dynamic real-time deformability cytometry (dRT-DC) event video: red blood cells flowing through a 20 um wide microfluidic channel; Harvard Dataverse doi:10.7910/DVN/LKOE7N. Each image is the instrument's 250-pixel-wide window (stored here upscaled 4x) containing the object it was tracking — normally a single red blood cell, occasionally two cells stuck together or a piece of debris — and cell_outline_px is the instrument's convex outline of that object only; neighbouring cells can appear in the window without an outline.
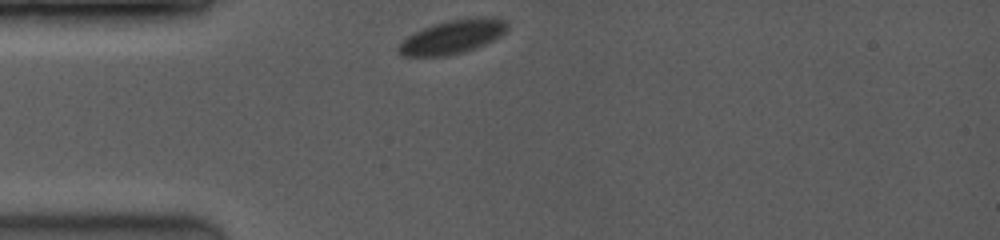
{"species": "common noctule bat (a hibernating species)", "species_latin": "Nyctalus noctula", "temperature_condition": "room temperature", "stored_images_in_passage": 45, "camera_frame_rate_fps": 3500, "um_per_image_px": 0.085, "animal": {"sex": "female", "body_mass_g": 19.0, "forearm_length_mm": 53.3}, "frame": {"image": 1, "passage_image": 1, "time_ms": 0.0, "image_size_px": [1000, 240], "cell_outline_px": [[508, 28], [500, 36], [476, 48], [464, 52], [444, 56], [404, 56], [396, 52], [396, 44], [412, 32], [432, 24], [448, 20], [472, 16], [500, 16], [508, 24]], "centroid_in_image_um": [38.44, 3.1], "position_along_channel_um": 46.6, "area_um2": 22.08}}
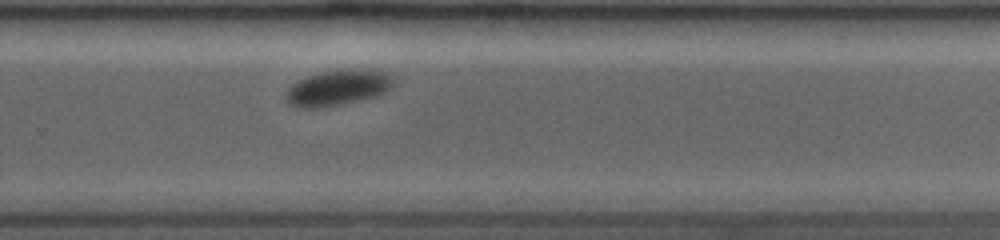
{"frame": {"image": 2, "passage_image": 31, "time_ms": 7.143, "image_size_px": [1000, 240], "cell_outline_px": [[396, 76], [392, 88], [388, 92], [380, 96], [344, 104], [320, 108], [296, 108], [288, 104], [288, 88], [292, 84], [308, 76], [320, 72], [388, 72]], "centroid_in_image_um": [28.77, 7.53], "position_along_channel_um": 301.0, "area_um2": 21.85}}
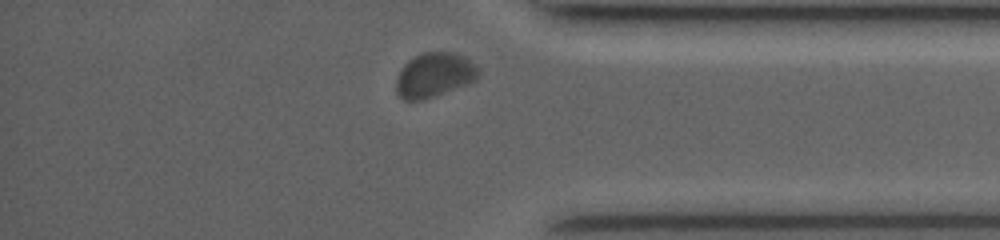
{"frame": {"image": 3, "passage_image": 41, "time_ms": 9.714, "image_size_px": [1000, 240], "cell_outline_px": [[480, 76], [476, 80], [468, 84], [436, 96], [424, 100], [404, 100], [396, 92], [396, 80], [404, 64], [408, 60], [424, 52], [452, 52], [464, 56], [476, 64], [480, 68]], "centroid_in_image_um": [36.96, 6.38], "position_along_channel_um": 398.2, "area_um2": 21.56}, "authors_computed_cell_mechanics": {"area_um2": 22.253, "velocity_mm_per_s": 3.8096, "shape_relaxation_time_tau1_ms": 0.8644, "shape_relaxation_time_tau2_ms": null, "deformation_change_tau1": 0.0338, "deformation_change_tau2": null}}